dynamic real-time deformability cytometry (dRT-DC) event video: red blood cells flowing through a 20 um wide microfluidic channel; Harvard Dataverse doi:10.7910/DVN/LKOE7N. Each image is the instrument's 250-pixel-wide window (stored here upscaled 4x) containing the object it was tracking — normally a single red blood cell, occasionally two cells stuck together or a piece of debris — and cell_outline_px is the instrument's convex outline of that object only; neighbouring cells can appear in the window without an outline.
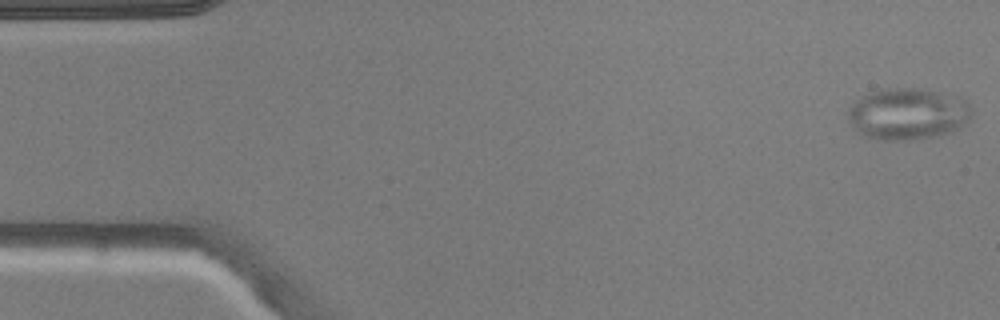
{"species": "common noctule bat (a hibernating species)", "species_latin": "Nyctalus noctula", "temperature_condition": "warm", "stored_images_in_passage": 5, "camera_frame_rate_fps": 3000, "um_per_image_px": 0.085, "animal": {"sex": "male", "body_mass_g": 20.5, "forearm_length_mm": 52.5}, "frame": {"image": 1, "passage_image": 1, "time_ms": 0.0, "image_size_px": [1000, 320], "cell_outline_px": [[972, 116], [960, 128], [952, 132], [940, 136], [912, 140], [880, 140], [868, 136], [860, 132], [848, 120], [848, 108], [860, 96], [884, 88], [920, 88], [960, 96], [972, 108]], "centroid_in_image_um": [77.2, 9.68], "position_along_channel_um": 7.8, "area_um2": 37.51}}